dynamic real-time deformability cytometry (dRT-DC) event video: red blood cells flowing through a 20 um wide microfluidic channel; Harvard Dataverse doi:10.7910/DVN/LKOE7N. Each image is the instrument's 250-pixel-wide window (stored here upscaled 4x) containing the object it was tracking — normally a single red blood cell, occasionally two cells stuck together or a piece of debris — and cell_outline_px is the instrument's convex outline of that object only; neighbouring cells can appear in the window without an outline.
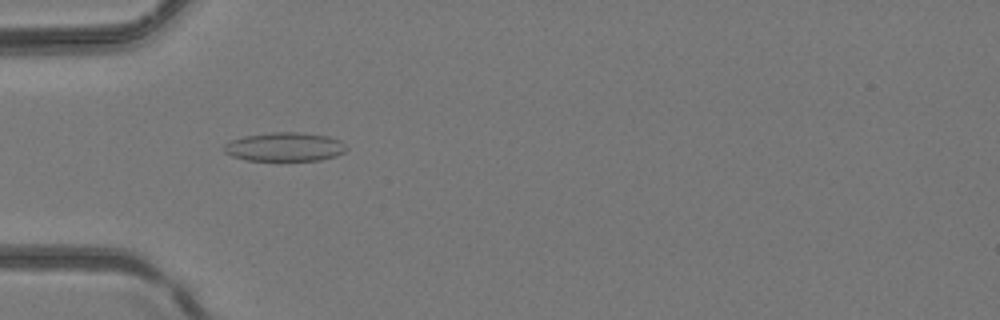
{"species": "common noctule bat (a hibernating species)", "species_latin": "Nyctalus noctula", "temperature_condition": "room temperature", "stored_images_in_passage": 46, "camera_frame_rate_fps": 3000, "um_per_image_px": 0.085, "animal": {"sex": "female", "body_mass_g": 24.6, "forearm_length_mm": 56.2}, "frame": {"image": 1, "passage_image": 14, "time_ms": 4.333, "image_size_px": [1000, 320], "cell_outline_px": [[348, 148], [344, 152], [336, 156], [320, 160], [248, 160], [232, 156], [224, 152], [224, 144], [232, 140], [244, 136], [272, 132], [296, 132], [328, 136], [340, 140]], "centroid_in_image_um": [24.21, 12.48], "position_along_channel_um": 60.8, "area_um2": 20.46}}
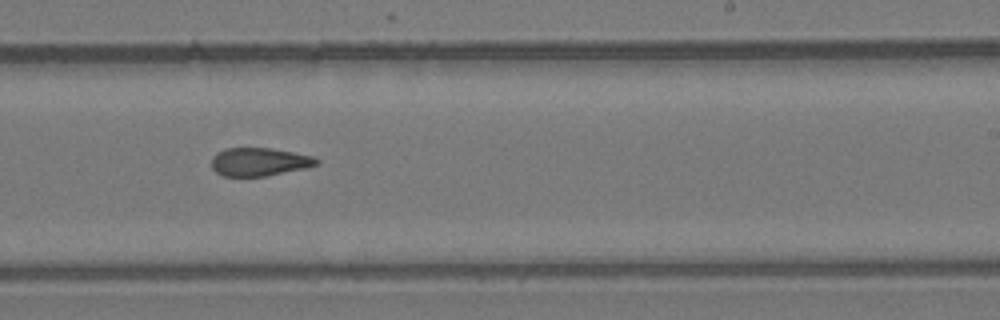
{"frame": {"image": 2, "passage_image": 28, "time_ms": 9.0, "image_size_px": [1000, 320], "cell_outline_px": [[320, 160], [316, 164], [304, 168], [264, 176], [224, 176], [216, 172], [212, 168], [212, 156], [216, 152], [224, 148], [268, 148], [292, 152], [312, 156]], "centroid_in_image_um": [21.98, 13.75], "position_along_channel_um": 267.0, "area_um2": 17.05}}
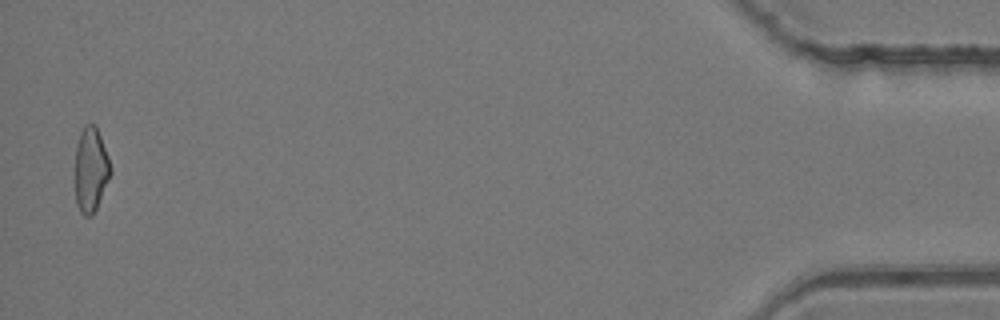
{"frame": {"image": 3, "passage_image": 45, "time_ms": 14.667, "image_size_px": [1000, 320], "cell_outline_px": [[112, 172], [96, 208], [92, 216], [84, 216], [80, 212], [76, 204], [76, 144], [80, 132], [84, 124], [96, 124], [108, 156], [112, 168]], "centroid_in_image_um": [7.72, 14.4], "position_along_channel_um": 427.5, "area_um2": 17.51}}